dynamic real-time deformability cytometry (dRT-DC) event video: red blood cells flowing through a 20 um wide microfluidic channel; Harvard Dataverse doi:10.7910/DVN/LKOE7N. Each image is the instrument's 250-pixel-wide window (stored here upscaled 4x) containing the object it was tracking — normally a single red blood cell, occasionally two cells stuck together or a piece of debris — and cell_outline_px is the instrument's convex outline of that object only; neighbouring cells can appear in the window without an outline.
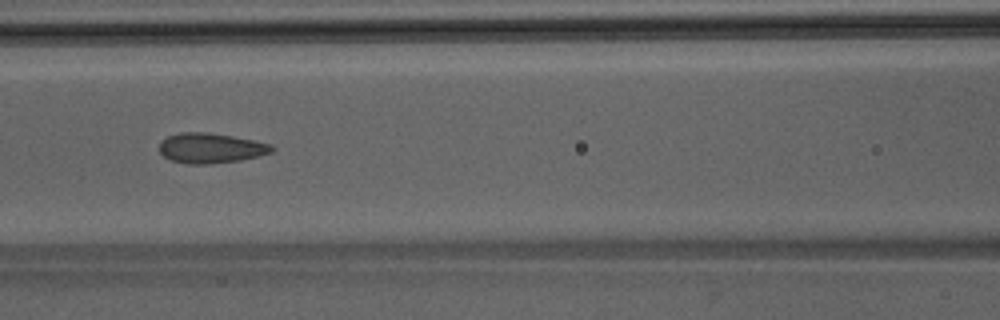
{"species": "Egyptian fruit bat (a non-hibernating species)", "species_latin": "Rousettus aegyptiacus", "temperature_condition": "room temperature", "stored_images_in_passage": 18, "camera_frame_rate_fps": 3000, "um_per_image_px": 0.085, "animal": {"sex": "male"}, "frame": {"image": 1, "passage_image": 6, "time_ms": 1.667, "image_size_px": [1000, 320], "cell_outline_px": [[276, 148], [272, 152], [260, 156], [240, 160], [208, 164], [188, 164], [172, 160], [164, 156], [160, 152], [160, 140], [168, 136], [180, 132], [208, 132], [232, 136], [272, 144]], "centroid_in_image_um": [17.93, 12.58], "position_along_channel_um": 148.7, "area_um2": 19.77}}
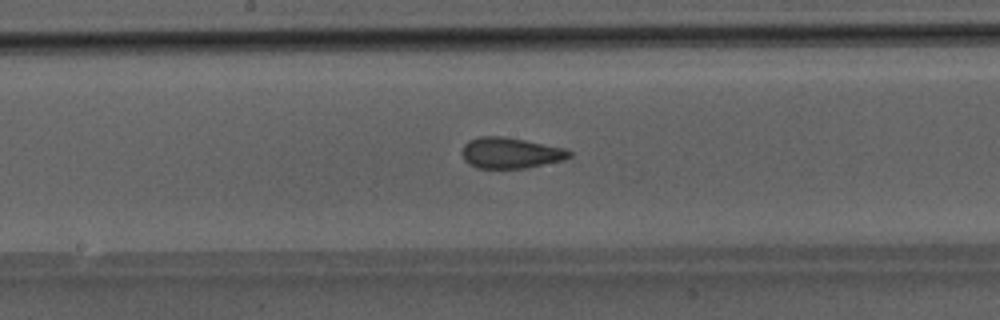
{"frame": {"image": 2, "passage_image": 10, "time_ms": 3.0, "image_size_px": [1000, 320], "cell_outline_px": [[572, 156], [564, 160], [524, 168], [476, 168], [468, 164], [464, 160], [460, 152], [464, 144], [468, 140], [480, 136], [504, 136], [564, 148], [572, 152]], "centroid_in_image_um": [43.35, 13.0], "position_along_channel_um": 204.9, "area_um2": 19.42}}